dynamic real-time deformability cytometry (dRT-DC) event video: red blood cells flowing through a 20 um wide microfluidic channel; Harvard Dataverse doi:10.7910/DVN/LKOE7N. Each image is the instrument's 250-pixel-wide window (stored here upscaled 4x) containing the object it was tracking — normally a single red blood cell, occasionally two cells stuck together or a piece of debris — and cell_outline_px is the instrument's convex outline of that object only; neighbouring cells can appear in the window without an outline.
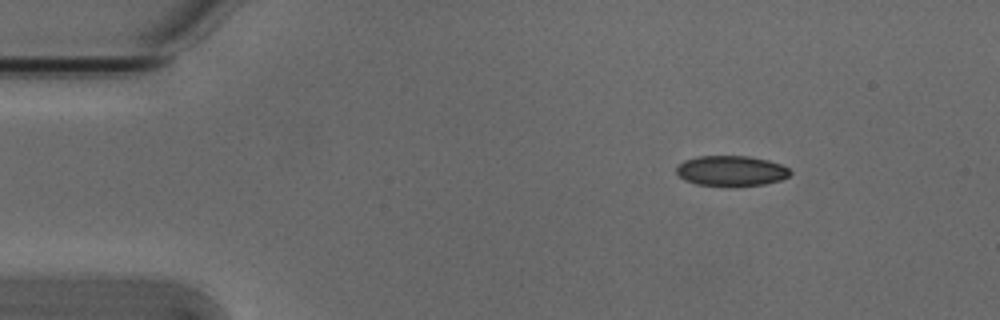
{"species": "Egyptian fruit bat (a non-hibernating species)", "species_latin": "Rousettus aegyptiacus", "temperature_condition": "cold", "stored_images_in_passage": 4, "camera_frame_rate_fps": 3000, "um_per_image_px": 0.085, "animal": {"sex": "male"}, "frame": {"image": 1, "passage_image": 2, "time_ms": 0.333, "image_size_px": [1000, 320], "cell_outline_px": [[792, 172], [788, 176], [780, 180], [764, 184], [736, 188], [728, 188], [696, 184], [684, 180], [676, 172], [676, 168], [684, 160], [696, 156], [748, 156], [768, 160], [780, 164], [788, 168]], "centroid_in_image_um": [62.14, 14.55], "position_along_channel_um": 22.9, "area_um2": 20.63}}